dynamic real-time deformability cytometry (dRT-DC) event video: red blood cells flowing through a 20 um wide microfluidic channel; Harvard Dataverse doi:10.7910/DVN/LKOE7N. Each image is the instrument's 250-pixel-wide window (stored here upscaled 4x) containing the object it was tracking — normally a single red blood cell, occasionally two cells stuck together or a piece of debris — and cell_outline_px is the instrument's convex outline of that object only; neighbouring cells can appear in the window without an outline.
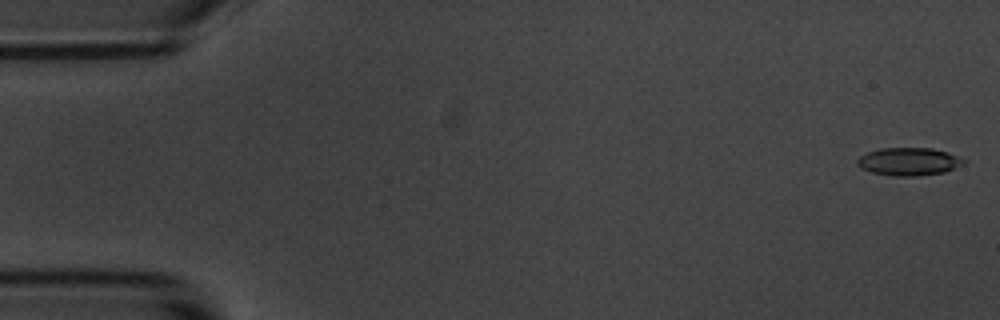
{"species": "common noctule bat (a hibernating species)", "species_latin": "Nyctalus noctula", "temperature_condition": "room temperature", "stored_images_in_passage": 10, "camera_frame_rate_fps": 3000, "um_per_image_px": 0.085, "animal": {"sex": "male", "body_mass_g": 20.1, "forearm_length_mm": 53.5}, "frame": {"image": 1, "passage_image": 1, "time_ms": 0.0, "image_size_px": [1000, 320], "cell_outline_px": [[968, 160], [964, 164], [944, 172], [916, 176], [896, 176], [872, 172], [860, 168], [856, 164], [856, 160], [860, 156], [868, 152], [880, 148], [932, 148], [948, 152]], "centroid_in_image_um": [77.26, 13.73], "position_along_channel_um": 7.7, "area_um2": 17.34}}
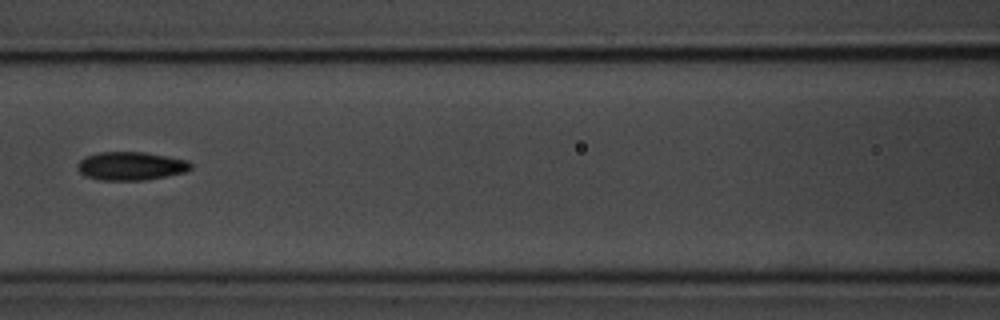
{"frame": {"image": 2, "passage_image": 8, "time_ms": 8.0, "image_size_px": [1000, 320], "cell_outline_px": [[192, 168], [184, 172], [144, 180], [100, 180], [84, 176], [76, 168], [76, 164], [84, 156], [100, 152], [144, 152], [168, 156], [188, 160], [192, 164]], "centroid_in_image_um": [11.09, 14.1], "position_along_channel_um": 155.5, "area_um2": 18.84}}
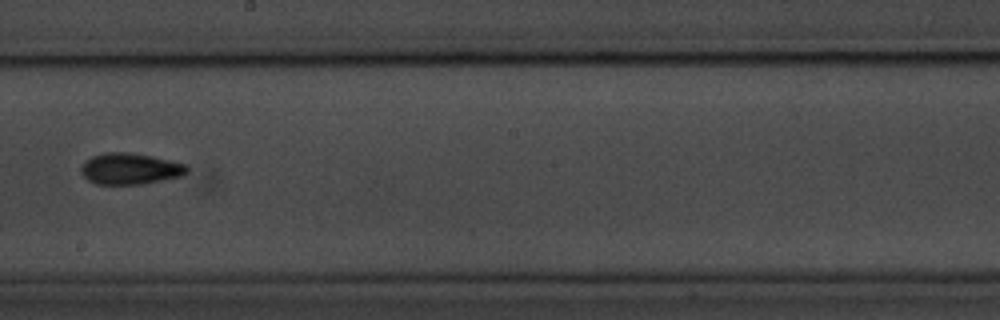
{"frame": {"image": 3, "passage_image": 10, "time_ms": 10.333, "image_size_px": [1000, 320], "cell_outline_px": [[188, 172], [184, 176], [144, 184], [96, 184], [88, 180], [80, 172], [80, 168], [84, 160], [92, 156], [104, 152], [128, 152], [152, 156], [188, 164]], "centroid_in_image_um": [11.07, 14.34], "position_along_channel_um": 237.1, "area_um2": 19.65}}